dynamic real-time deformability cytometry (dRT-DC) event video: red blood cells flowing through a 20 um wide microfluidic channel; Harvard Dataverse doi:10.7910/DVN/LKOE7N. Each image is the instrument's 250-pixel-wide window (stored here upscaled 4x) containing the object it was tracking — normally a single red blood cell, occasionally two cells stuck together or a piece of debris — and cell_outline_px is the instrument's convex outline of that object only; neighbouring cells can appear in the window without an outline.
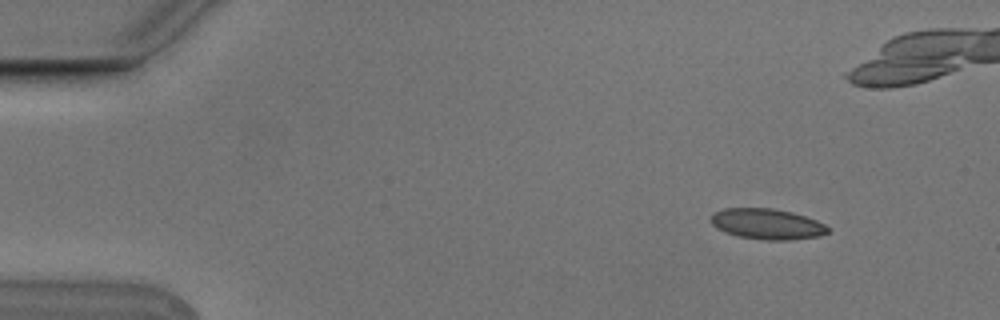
{"species": "Egyptian fruit bat (a non-hibernating species)", "species_latin": "Rousettus aegyptiacus", "temperature_condition": "cold", "stored_images_in_passage": 5, "camera_frame_rate_fps": 3000, "um_per_image_px": 0.085, "animal": {"sex": "male"}, "frame": {"image": 1, "passage_image": 1, "time_ms": 0.0, "image_size_px": [1000, 320], "cell_outline_px": [[828, 232], [820, 236], [788, 240], [768, 240], [736, 236], [724, 232], [716, 228], [708, 220], [708, 216], [712, 212], [724, 208], [772, 208], [792, 212], [816, 220], [824, 224], [828, 228]], "centroid_in_image_um": [65.12, 19.03], "position_along_channel_um": 19.9, "area_um2": 21.1}}